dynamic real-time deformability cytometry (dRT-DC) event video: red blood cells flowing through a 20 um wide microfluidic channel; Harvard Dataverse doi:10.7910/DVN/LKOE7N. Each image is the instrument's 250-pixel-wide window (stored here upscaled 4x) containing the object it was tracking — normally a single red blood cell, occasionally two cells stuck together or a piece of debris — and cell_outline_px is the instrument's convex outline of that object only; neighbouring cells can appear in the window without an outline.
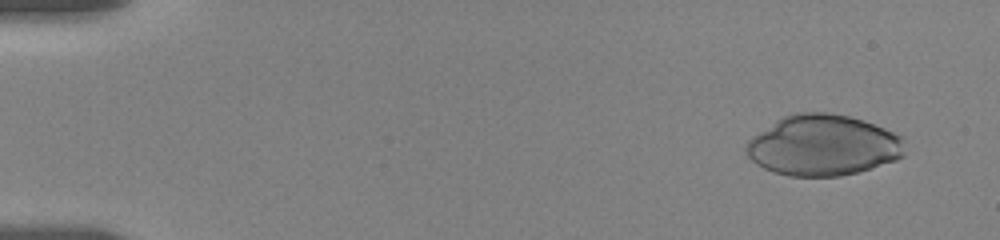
{"species": "human", "species_latin": "Homo sapiens", "temperature_condition": "room temperature", "stored_images_in_passage": 14, "camera_frame_rate_fps": 3000, "um_per_image_px": 0.085, "donor": {"sex": "female"}, "frame": {"image": 1, "passage_image": 2, "time_ms": 0.667, "image_size_px": [1000, 240], "cell_outline_px": [[904, 156], [896, 160], [856, 172], [840, 176], [788, 176], [772, 172], [756, 164], [748, 156], [744, 148], [748, 140], [752, 136], [776, 120], [784, 116], [796, 112], [828, 112], [848, 116], [864, 120], [904, 136]], "centroid_in_image_um": [69.95, 12.35], "position_along_channel_um": 15.0, "area_um2": 56.47}}